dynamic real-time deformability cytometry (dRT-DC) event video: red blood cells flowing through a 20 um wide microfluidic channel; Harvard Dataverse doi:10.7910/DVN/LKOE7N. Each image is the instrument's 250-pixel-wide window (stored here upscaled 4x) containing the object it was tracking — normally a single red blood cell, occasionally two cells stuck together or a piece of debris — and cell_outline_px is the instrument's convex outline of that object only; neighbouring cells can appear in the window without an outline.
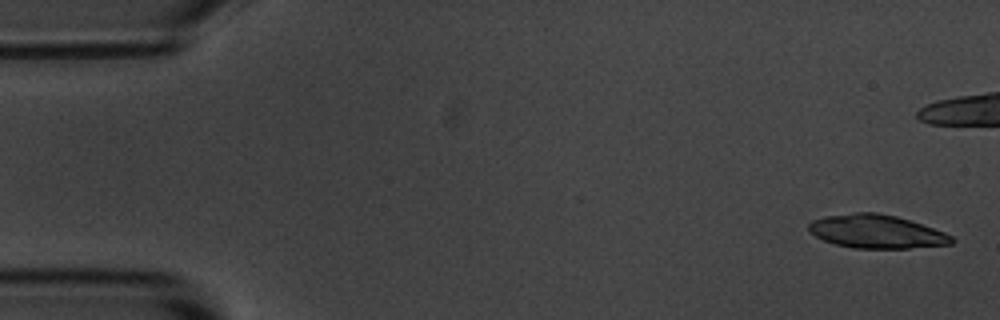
{"species": "common noctule bat (a hibernating species)", "species_latin": "Nyctalus noctula", "temperature_condition": "room temperature", "stored_images_in_passage": 7, "camera_frame_rate_fps": 3000, "um_per_image_px": 0.085, "animal": {"sex": "male", "body_mass_g": 20.1, "forearm_length_mm": 53.5}, "frame": {"image": 1, "passage_image": 1, "time_ms": 0.0, "image_size_px": [1000, 320], "cell_outline_px": [[956, 240], [952, 244], [908, 248], [852, 248], [836, 244], [824, 240], [816, 236], [808, 228], [808, 224], [812, 220], [824, 216], [856, 212], [876, 212], [896, 216], [944, 232], [952, 236]], "centroid_in_image_um": [74.5, 19.68], "position_along_channel_um": 10.5, "area_um2": 27.69}}